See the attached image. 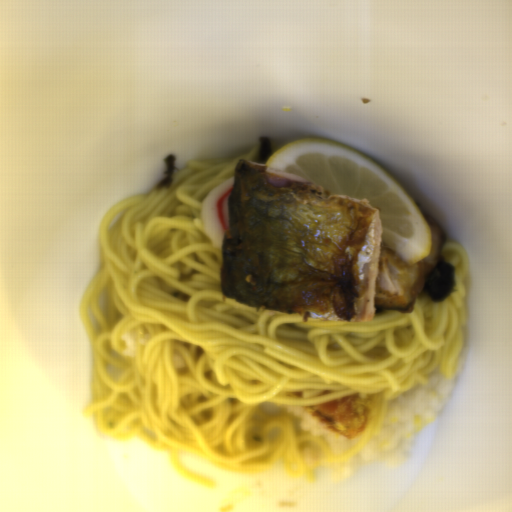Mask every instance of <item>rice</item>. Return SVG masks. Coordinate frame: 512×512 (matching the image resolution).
Returning a JSON list of instances; mask_svg holds the SVG:
<instances>
[{
  "instance_id": "1",
  "label": "rice",
  "mask_w": 512,
  "mask_h": 512,
  "mask_svg": "<svg viewBox=\"0 0 512 512\" xmlns=\"http://www.w3.org/2000/svg\"><path fill=\"white\" fill-rule=\"evenodd\" d=\"M453 377L445 379L431 371L425 385H416L387 403L381 427L359 453L340 463L321 466L340 483L366 465H381L390 470L407 462L416 436L432 423L452 393Z\"/></svg>"
},
{
  "instance_id": "2",
  "label": "rice",
  "mask_w": 512,
  "mask_h": 512,
  "mask_svg": "<svg viewBox=\"0 0 512 512\" xmlns=\"http://www.w3.org/2000/svg\"><path fill=\"white\" fill-rule=\"evenodd\" d=\"M303 408L302 406H285L283 410L291 416H297L301 424V430L321 437L330 450L337 455L349 452L357 445L361 434L348 440L318 423Z\"/></svg>"
}]
</instances>
